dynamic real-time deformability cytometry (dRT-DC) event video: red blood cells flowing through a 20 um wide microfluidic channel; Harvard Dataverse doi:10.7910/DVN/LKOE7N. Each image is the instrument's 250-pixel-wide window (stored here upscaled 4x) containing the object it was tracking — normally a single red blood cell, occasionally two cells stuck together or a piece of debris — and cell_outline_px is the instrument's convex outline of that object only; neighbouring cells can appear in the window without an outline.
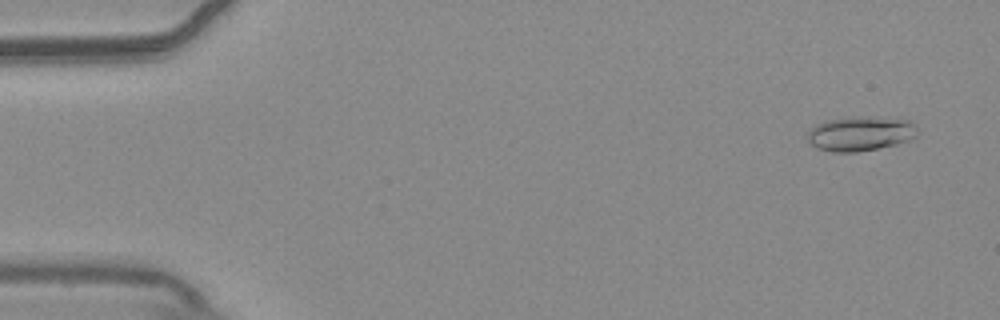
{"species": "common noctule bat (a hibernating species)", "species_latin": "Nyctalus noctula", "temperature_condition": "warm", "stored_images_in_passage": 53, "camera_frame_rate_fps": 3000, "um_per_image_px": 0.085, "animal": {"sex": "male", "body_mass_g": 20.4}, "frame": {"image": 1, "passage_image": 2, "time_ms": 0.333, "image_size_px": [1000, 320], "cell_outline_px": [[920, 132], [916, 136], [908, 140], [896, 144], [856, 152], [832, 152], [820, 148], [812, 144], [808, 140], [808, 132], [816, 124], [824, 120], [860, 116], [908, 120]], "centroid_in_image_um": [73.13, 11.35], "position_along_channel_um": 11.9, "area_um2": 21.85}}
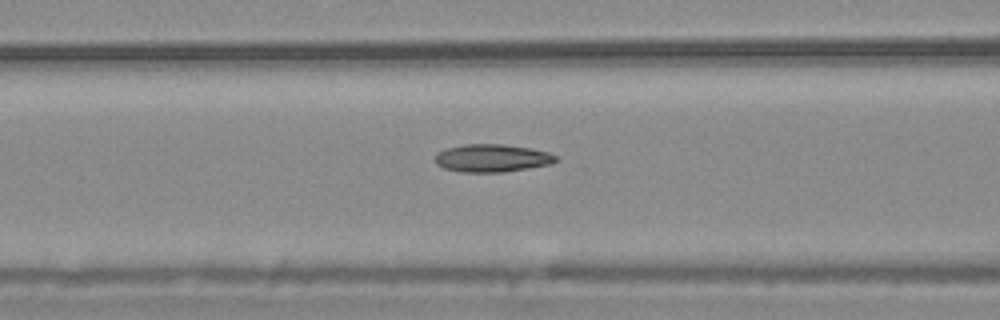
{"frame": {"image": 2, "passage_image": 21, "time_ms": 6.667, "image_size_px": [1000, 320], "cell_outline_px": [[560, 160], [548, 164], [528, 168], [504, 172], [460, 172], [444, 168], [436, 164], [436, 152], [448, 148], [464, 144], [504, 144], [532, 148], [548, 152], [556, 156]], "centroid_in_image_um": [41.83, 13.43], "position_along_channel_um": 124.8, "area_um2": 19.59}}
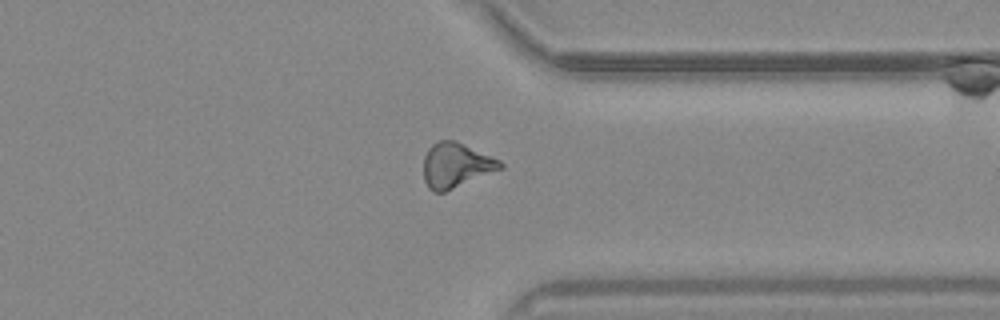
{"frame": {"image": 3, "passage_image": 41, "time_ms": 13.333, "image_size_px": [1000, 320], "cell_outline_px": [[504, 168], [444, 192], [432, 192], [428, 188], [424, 180], [424, 156], [428, 148], [432, 144], [440, 140], [456, 140], [500, 160], [504, 164]], "centroid_in_image_um": [38.75, 14.04], "position_along_channel_um": 372.6, "area_um2": 20.11}, "authors_computed_cell_mechanics": {"area_um2": 19.3052, "velocity_mm_per_s": 3.7394, "shape_relaxation_time_tau1_ms": 11.2532, "shape_relaxation_time_tau2_ms": 3.9082, "deformation_change_tau1": 0.2583, "deformation_change_tau2": 0.1329}}